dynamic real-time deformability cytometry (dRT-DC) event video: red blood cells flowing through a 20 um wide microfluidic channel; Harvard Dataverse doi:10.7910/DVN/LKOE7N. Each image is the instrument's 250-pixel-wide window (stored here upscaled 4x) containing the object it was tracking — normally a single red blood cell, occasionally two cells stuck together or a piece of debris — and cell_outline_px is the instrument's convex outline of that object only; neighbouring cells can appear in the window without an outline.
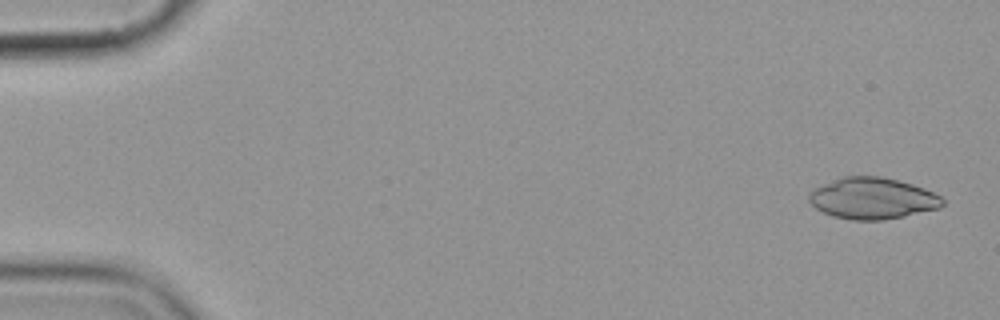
{"species": "common noctule bat (a hibernating species)", "species_latin": "Nyctalus noctula", "temperature_condition": "cold", "stored_images_in_passage": 15, "camera_frame_rate_fps": 3000, "um_per_image_px": 0.085, "animal": {"sex": "female", "body_mass_g": 19.9}, "frame": {"image": 1, "passage_image": 1, "time_ms": 0.0, "image_size_px": [1000, 320], "cell_outline_px": [[944, 204], [940, 208], [904, 216], [880, 220], [852, 220], [832, 216], [816, 208], [808, 200], [808, 196], [816, 188], [824, 184], [844, 176], [880, 176], [912, 184], [924, 188], [940, 196], [944, 200]], "centroid_in_image_um": [74.18, 16.87], "position_along_channel_um": 10.8, "area_um2": 31.91}}